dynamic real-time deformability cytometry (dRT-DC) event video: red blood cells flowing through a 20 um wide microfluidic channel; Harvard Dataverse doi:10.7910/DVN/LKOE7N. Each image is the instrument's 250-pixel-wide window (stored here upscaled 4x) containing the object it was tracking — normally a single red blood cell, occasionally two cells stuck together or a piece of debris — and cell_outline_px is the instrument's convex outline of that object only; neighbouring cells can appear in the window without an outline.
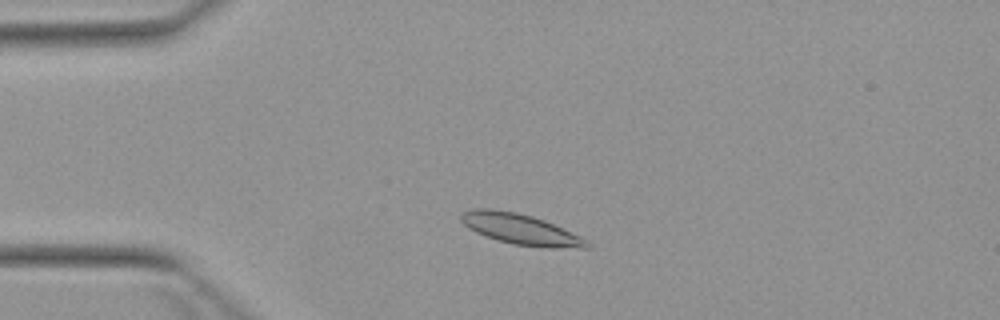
{"species": "Egyptian fruit bat (a non-hibernating species)", "species_latin": "Rousettus aegyptiacus", "temperature_condition": "warm", "stored_images_in_passage": 3, "camera_frame_rate_fps": 3000, "um_per_image_px": 0.085, "animal": {"sex": "female"}, "frame": {"image": 1, "passage_image": 2, "time_ms": 2.0, "image_size_px": [1000, 320], "cell_outline_px": [[592, 248], [544, 248], [512, 244], [476, 232], [468, 228], [460, 220], [460, 212], [476, 208], [492, 208], [516, 212], [532, 216], [544, 220], [580, 236], [588, 240], [592, 244]], "centroid_in_image_um": [44.27, 19.48], "position_along_channel_um": 40.7, "area_um2": 22.6}}